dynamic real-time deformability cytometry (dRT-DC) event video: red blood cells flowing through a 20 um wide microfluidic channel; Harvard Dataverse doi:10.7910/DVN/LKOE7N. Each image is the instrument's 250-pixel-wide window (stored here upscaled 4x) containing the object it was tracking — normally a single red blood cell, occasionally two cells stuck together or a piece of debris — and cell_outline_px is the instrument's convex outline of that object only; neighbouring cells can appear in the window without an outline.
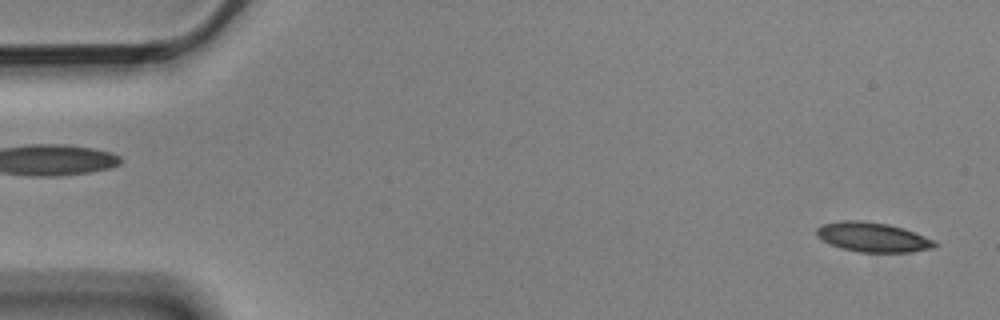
{"species": "Egyptian fruit bat (a non-hibernating species)", "species_latin": "Rousettus aegyptiacus", "temperature_condition": "cold", "stored_images_in_passage": 5, "camera_frame_rate_fps": 3000, "um_per_image_px": 0.085, "animal": {"sex": "male"}, "frame": {"image": 1, "passage_image": 1, "time_ms": 0.0, "image_size_px": [1000, 320], "cell_outline_px": [[940, 244], [932, 248], [908, 252], [860, 252], [840, 248], [828, 244], [816, 236], [816, 228], [824, 224], [844, 220], [860, 220], [888, 224], [936, 240]], "centroid_in_image_um": [74.16, 20.16], "position_along_channel_um": 10.8, "area_um2": 20.29}}
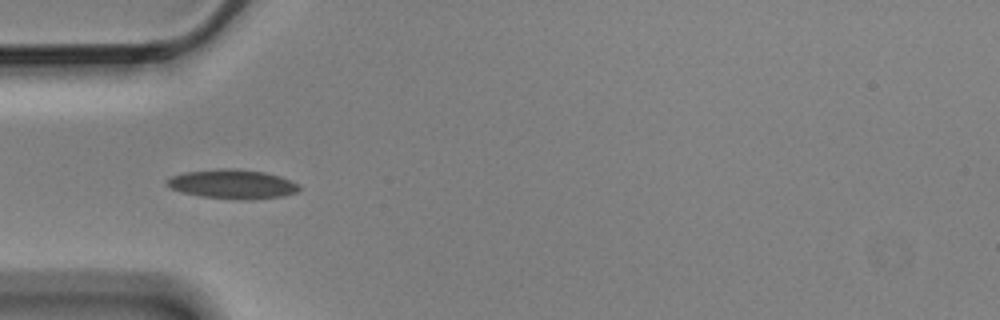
{"frame": {"image": 2, "passage_image": 4, "time_ms": 1.0, "image_size_px": [1000, 320], "cell_outline_px": [[300, 188], [296, 192], [284, 196], [252, 200], [240, 200], [200, 196], [180, 192], [168, 188], [164, 184], [164, 180], [172, 176], [184, 172], [220, 168], [232, 168], [264, 172], [280, 176], [300, 184]], "centroid_in_image_um": [19.72, 15.65], "position_along_channel_um": 65.3, "area_um2": 22.95}}
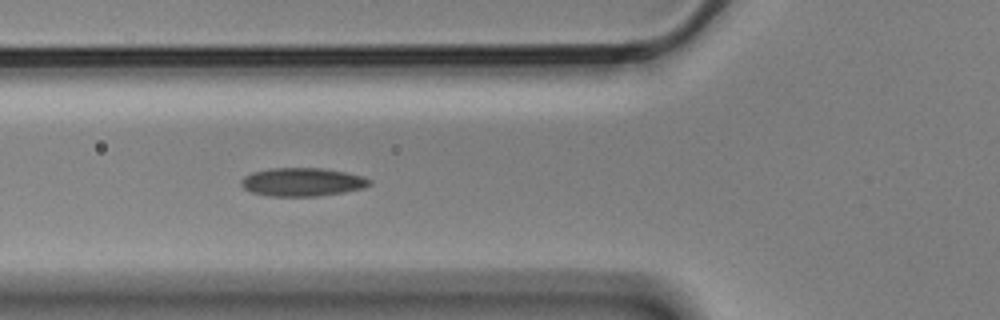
{"frame": {"image": 3, "passage_image": 5, "time_ms": 1.333, "image_size_px": [1000, 320], "cell_outline_px": [[372, 184], [364, 188], [344, 192], [316, 196], [268, 196], [252, 192], [244, 188], [240, 184], [240, 180], [244, 176], [252, 172], [272, 168], [320, 168], [344, 172], [364, 176], [372, 180]], "centroid_in_image_um": [25.7, 15.47], "position_along_channel_um": 100.1, "area_um2": 21.27}}